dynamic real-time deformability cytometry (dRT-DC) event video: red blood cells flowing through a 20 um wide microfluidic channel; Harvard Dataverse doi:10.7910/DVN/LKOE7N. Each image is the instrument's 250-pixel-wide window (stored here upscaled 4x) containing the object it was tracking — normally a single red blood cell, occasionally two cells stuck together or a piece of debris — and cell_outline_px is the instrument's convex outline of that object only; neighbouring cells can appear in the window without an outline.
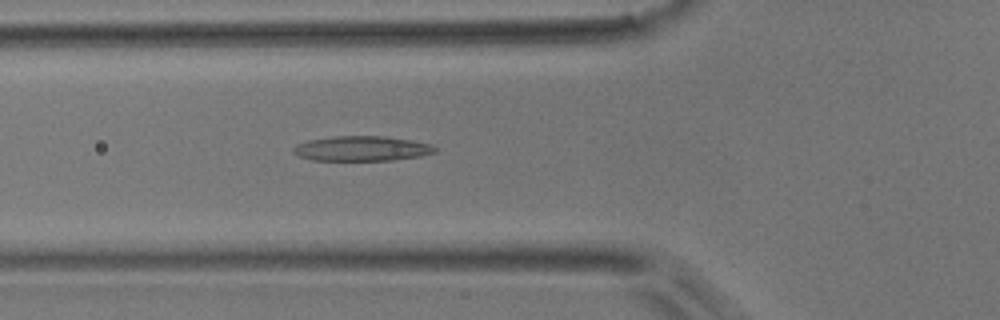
{"species": "common noctule bat (a hibernating species)", "species_latin": "Nyctalus noctula", "temperature_condition": "room temperature", "stored_images_in_passage": 49, "camera_frame_rate_fps": 3000, "um_per_image_px": 0.085, "animal": {"sex": "male", "body_mass_g": 17.9}, "frame": {"image": 1, "passage_image": 17, "time_ms": 5.333, "image_size_px": [1000, 320], "cell_outline_px": [[436, 152], [420, 156], [392, 160], [312, 160], [300, 156], [292, 152], [292, 148], [296, 144], [308, 140], [336, 136], [384, 136], [412, 140], [432, 144], [436, 148]], "centroid_in_image_um": [30.75, 12.62], "position_along_channel_um": 95.0, "area_um2": 20.58}}
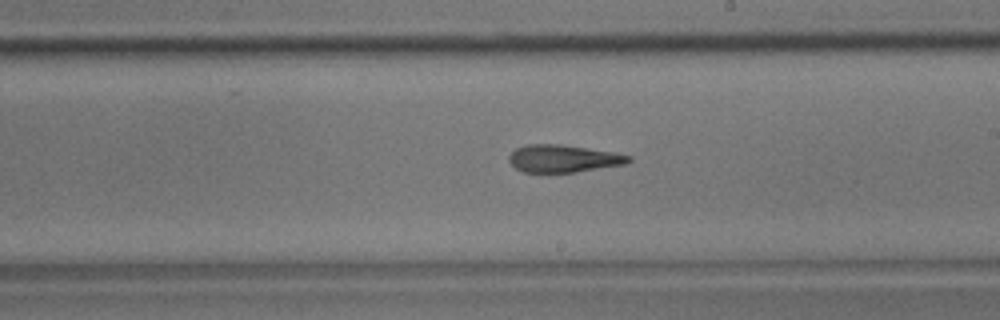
{"frame": {"image": 2, "passage_image": 28, "time_ms": 9.0, "image_size_px": [1000, 320], "cell_outline_px": [[632, 160], [624, 164], [576, 172], [524, 172], [516, 168], [508, 160], [508, 156], [516, 148], [528, 144], [560, 144], [616, 152], [632, 156]], "centroid_in_image_um": [47.9, 13.47], "position_along_channel_um": 241.1, "area_um2": 19.13}}
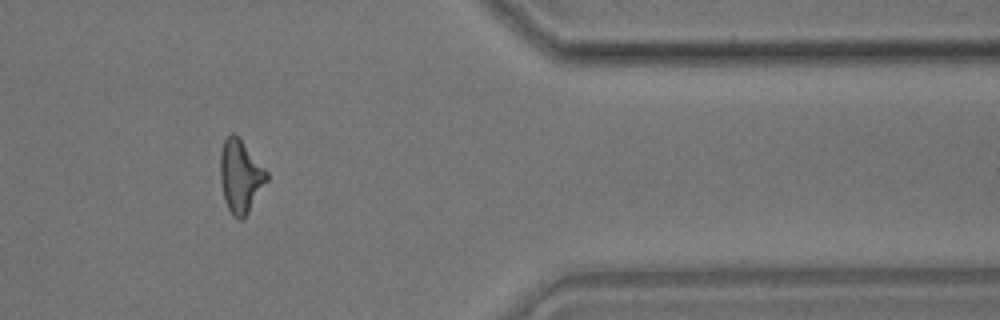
{"frame": {"image": 3, "passage_image": 41, "time_ms": 13.333, "image_size_px": [1000, 320], "cell_outline_px": [[268, 180], [244, 220], [240, 220], [232, 216], [224, 200], [220, 180], [220, 152], [224, 140], [232, 132], [240, 140], [268, 172]], "centroid_in_image_um": [20.43, 15.04], "position_along_channel_um": 391.0, "area_um2": 19.65}, "authors_computed_cell_mechanics": {"area_um2": 19.652, "velocity_mm_per_s": 3.9744, "shape_relaxation_time_tau1_ms": null, "shape_relaxation_time_tau2_ms": 7.2802, "deformation_change_tau1": null, "deformation_change_tau2": 0.2392}}